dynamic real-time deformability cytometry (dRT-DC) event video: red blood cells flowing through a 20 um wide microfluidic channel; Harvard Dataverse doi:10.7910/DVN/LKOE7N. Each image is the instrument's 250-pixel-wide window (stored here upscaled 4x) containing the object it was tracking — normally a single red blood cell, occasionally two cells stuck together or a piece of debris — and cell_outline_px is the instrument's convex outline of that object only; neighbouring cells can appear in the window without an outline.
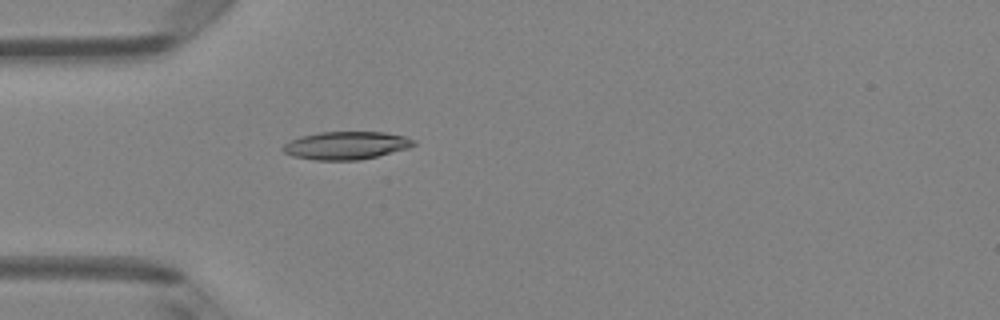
{"species": "Egyptian fruit bat (a non-hibernating species)", "species_latin": "Rousettus aegyptiacus", "temperature_condition": "room temperature", "stored_images_in_passage": 5, "camera_frame_rate_fps": 3000, "um_per_image_px": 0.085, "animal": {"sex": "female"}, "frame": {"image": 1, "passage_image": 5, "time_ms": 4.667, "image_size_px": [1000, 320], "cell_outline_px": [[416, 144], [408, 148], [360, 160], [316, 160], [292, 156], [284, 152], [280, 148], [284, 144], [300, 136], [320, 132], [384, 132], [404, 136], [416, 140]], "centroid_in_image_um": [29.41, 12.36], "position_along_channel_um": 55.6, "area_um2": 21.21}}